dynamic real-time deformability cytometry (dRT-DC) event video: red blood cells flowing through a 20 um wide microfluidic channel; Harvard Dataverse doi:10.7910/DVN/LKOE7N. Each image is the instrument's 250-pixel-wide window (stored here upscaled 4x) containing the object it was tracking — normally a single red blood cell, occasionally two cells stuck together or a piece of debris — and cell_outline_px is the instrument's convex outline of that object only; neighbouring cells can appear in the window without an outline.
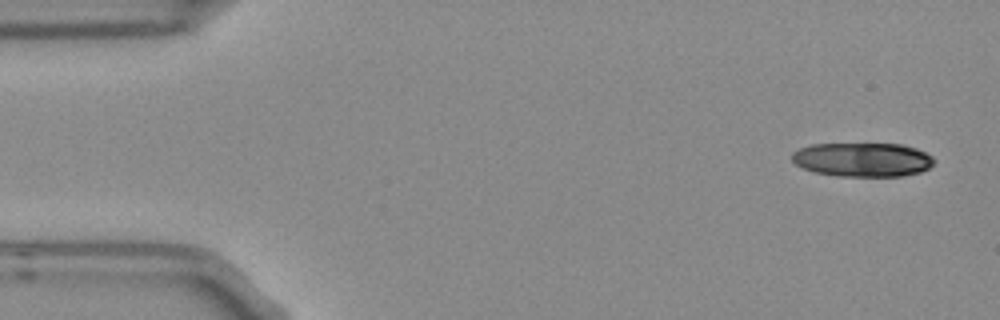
{"species": "Egyptian fruit bat (a non-hibernating species)", "species_latin": "Rousettus aegyptiacus", "temperature_condition": "room temperature", "stored_images_in_passage": 4, "camera_frame_rate_fps": 3000, "um_per_image_px": 0.085, "frame": {"image": 1, "passage_image": 1, "time_ms": 0.0, "image_size_px": [1000, 320], "cell_outline_px": [[936, 160], [928, 168], [920, 172], [904, 176], [840, 176], [816, 172], [804, 168], [796, 164], [792, 160], [792, 152], [800, 148], [812, 144], [904, 144], [916, 148], [932, 156]], "centroid_in_image_um": [73.34, 13.56], "position_along_channel_um": 11.7, "area_um2": 28.15}}
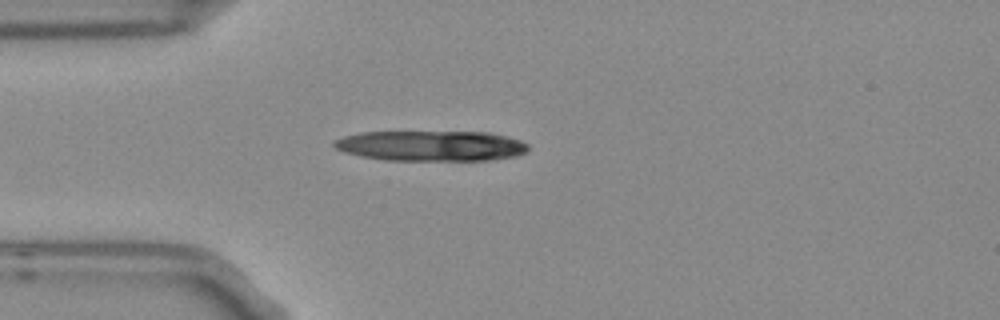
{"frame": {"image": 2, "passage_image": 4, "time_ms": 1.0, "image_size_px": [1000, 320], "cell_outline_px": [[528, 152], [516, 156], [492, 160], [388, 160], [360, 156], [344, 152], [336, 148], [332, 144], [332, 140], [344, 136], [360, 132], [488, 132], [508, 136], [520, 140], [528, 144]], "centroid_in_image_um": [36.66, 12.39], "position_along_channel_um": 48.3, "area_um2": 34.56}}